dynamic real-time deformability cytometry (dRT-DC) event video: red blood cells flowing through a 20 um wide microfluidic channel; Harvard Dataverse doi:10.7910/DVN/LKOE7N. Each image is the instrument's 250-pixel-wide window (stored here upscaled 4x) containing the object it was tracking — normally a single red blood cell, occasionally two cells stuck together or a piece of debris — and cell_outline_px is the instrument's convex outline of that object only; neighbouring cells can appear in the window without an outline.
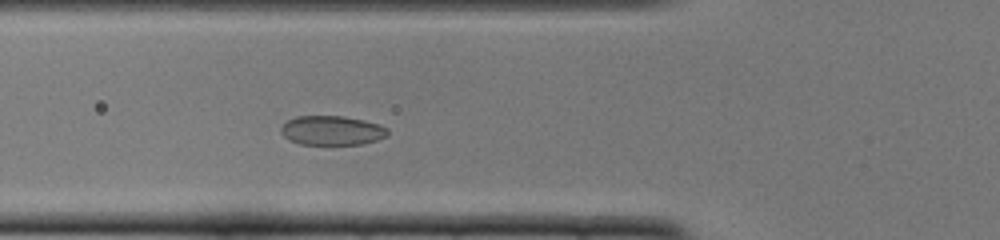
{"species": "common noctule bat (a hibernating species)", "species_latin": "Nyctalus noctula", "temperature_condition": "cold", "stored_images_in_passage": 38, "camera_frame_rate_fps": 3000, "um_per_image_px": 0.085, "animal": {"sex": "female", "body_mass_g": 22.0, "forearm_length_mm": 56.7}, "frame": {"image": 1, "passage_image": 5, "time_ms": 1.333, "image_size_px": [1000, 240], "cell_outline_px": [[388, 136], [376, 140], [360, 144], [300, 144], [288, 140], [280, 132], [280, 128], [288, 120], [296, 116], [344, 116], [364, 120], [380, 124], [388, 128]], "centroid_in_image_um": [28.22, 11.08], "position_along_channel_um": 97.6, "area_um2": 18.32}}
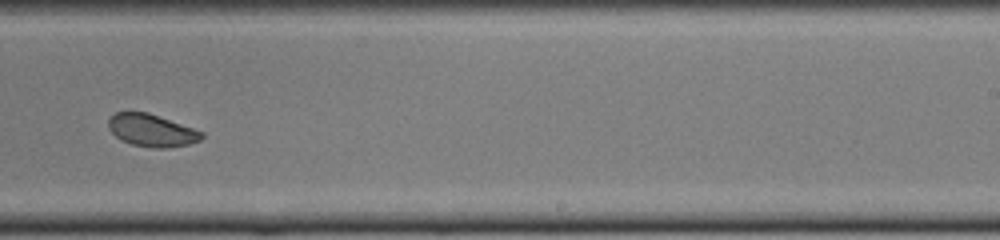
{"frame": {"image": 2, "passage_image": 19, "time_ms": 6.0, "image_size_px": [1000, 240], "cell_outline_px": [[204, 136], [200, 140], [188, 144], [168, 148], [152, 148], [132, 144], [120, 140], [108, 128], [108, 120], [116, 112], [148, 112], [204, 132]], "centroid_in_image_um": [12.89, 11.09], "position_along_channel_um": 276.1, "area_um2": 17.57}}
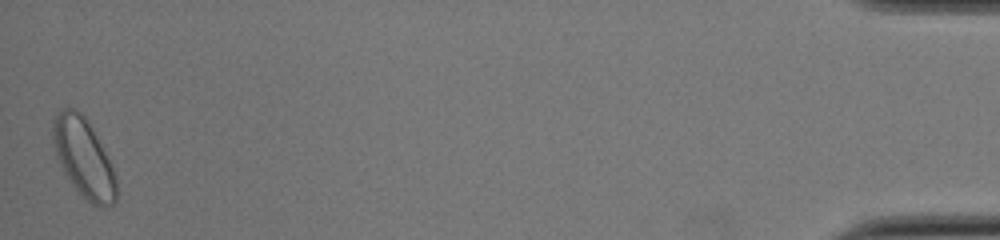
{"frame": {"image": 3, "passage_image": 38, "time_ms": 12.333, "image_size_px": [1000, 240], "cell_outline_px": [[116, 204], [108, 208], [100, 208], [92, 204], [76, 188], [68, 176], [56, 156], [52, 136], [52, 124], [56, 116], [64, 108], [72, 108], [80, 112], [88, 120], [116, 176]], "centroid_in_image_um": [7.13, 13.45], "position_along_channel_um": 428.1, "area_um2": 28.44}, "authors_computed_cell_mechanics": {"area_um2": 18.6983, "velocity_mm_per_s": 3.8381, "shape_relaxation_time_tau1_ms": 4.9473, "shape_relaxation_time_tau2_ms": 1.0117, "deformation_change_tau1": 0.1069, "deformation_change_tau2": 0.0529}}